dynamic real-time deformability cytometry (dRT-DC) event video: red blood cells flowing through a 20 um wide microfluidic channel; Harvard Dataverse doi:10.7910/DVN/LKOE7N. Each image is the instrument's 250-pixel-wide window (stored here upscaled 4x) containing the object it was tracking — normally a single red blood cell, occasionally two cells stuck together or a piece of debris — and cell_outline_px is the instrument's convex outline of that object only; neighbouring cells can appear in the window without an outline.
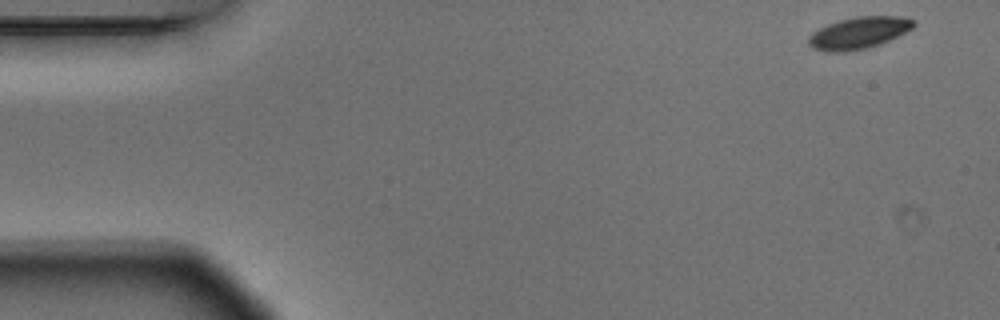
{"species": "Egyptian fruit bat (a non-hibernating species)", "species_latin": "Rousettus aegyptiacus", "temperature_condition": "warm", "stored_images_in_passage": 5, "camera_frame_rate_fps": 3000, "um_per_image_px": 0.085, "animal": {"sex": "male"}, "frame": {"image": 1, "passage_image": 1, "time_ms": 0.0, "image_size_px": [1000, 320], "cell_outline_px": [[916, 24], [912, 28], [880, 44], [868, 48], [844, 52], [824, 52], [812, 48], [808, 44], [808, 36], [812, 32], [828, 24], [840, 20], [856, 16], [900, 16], [916, 20]], "centroid_in_image_um": [72.97, 2.8], "position_along_channel_um": 12.0, "area_um2": 19.54}}
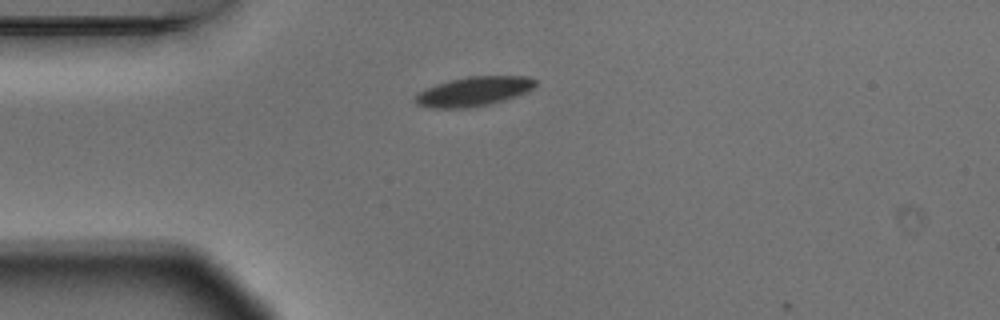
{"frame": {"image": 2, "passage_image": 4, "time_ms": 1.0, "image_size_px": [1000, 320], "cell_outline_px": [[536, 84], [532, 88], [524, 92], [488, 104], [464, 108], [432, 108], [416, 104], [412, 100], [412, 96], [416, 92], [424, 88], [436, 84], [468, 76], [528, 76], [536, 80]], "centroid_in_image_um": [40.15, 7.76], "position_along_channel_um": 44.9, "area_um2": 20.4}}